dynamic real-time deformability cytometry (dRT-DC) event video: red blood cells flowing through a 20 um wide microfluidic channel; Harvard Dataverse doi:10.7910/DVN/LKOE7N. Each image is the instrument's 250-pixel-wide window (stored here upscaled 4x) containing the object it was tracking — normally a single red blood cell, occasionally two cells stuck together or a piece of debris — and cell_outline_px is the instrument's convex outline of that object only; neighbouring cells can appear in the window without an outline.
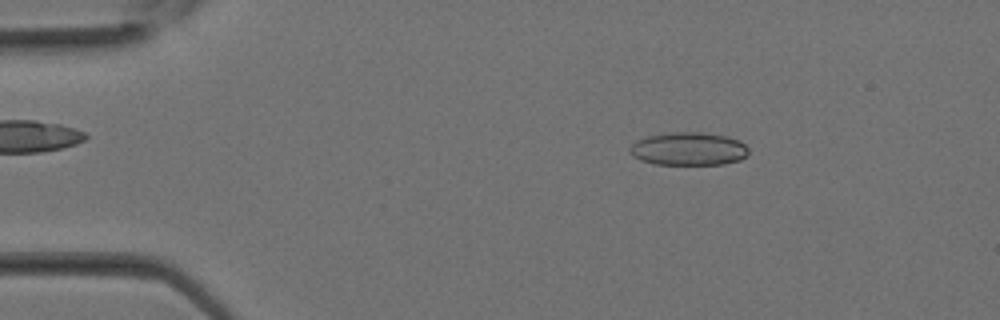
{"species": "Egyptian fruit bat (a non-hibernating species)", "species_latin": "Rousettus aegyptiacus", "temperature_condition": "room temperature", "stored_images_in_passage": 30, "camera_frame_rate_fps": 3000, "um_per_image_px": 0.085, "animal": {"sex": "female"}, "frame": {"image": 1, "passage_image": 4, "time_ms": 1.0, "image_size_px": [1000, 320], "cell_outline_px": [[748, 156], [740, 160], [724, 164], [652, 164], [640, 160], [632, 156], [628, 148], [636, 140], [648, 136], [668, 132], [704, 132], [728, 136], [740, 140], [748, 148]], "centroid_in_image_um": [58.53, 12.65], "position_along_channel_um": 26.5, "area_um2": 23.24}}
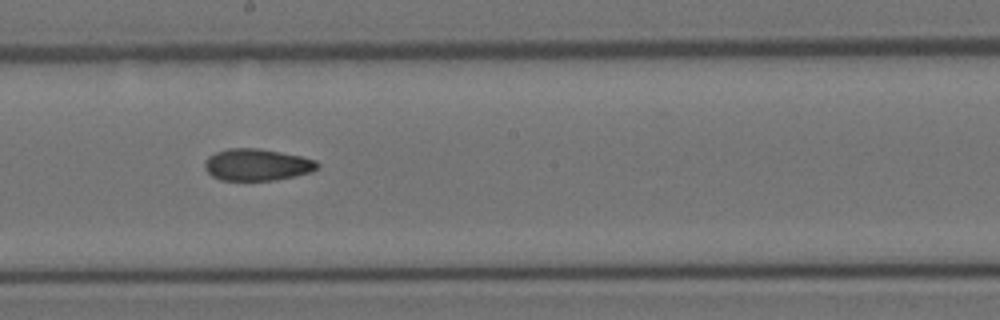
{"frame": {"image": 2, "passage_image": 16, "time_ms": 5.0, "image_size_px": [1000, 320], "cell_outline_px": [[320, 164], [312, 172], [276, 180], [220, 180], [212, 176], [204, 168], [204, 160], [208, 156], [216, 152], [228, 148], [260, 148], [300, 156], [316, 160]], "centroid_in_image_um": [21.82, 14.0], "position_along_channel_um": 226.4, "area_um2": 20.98}}
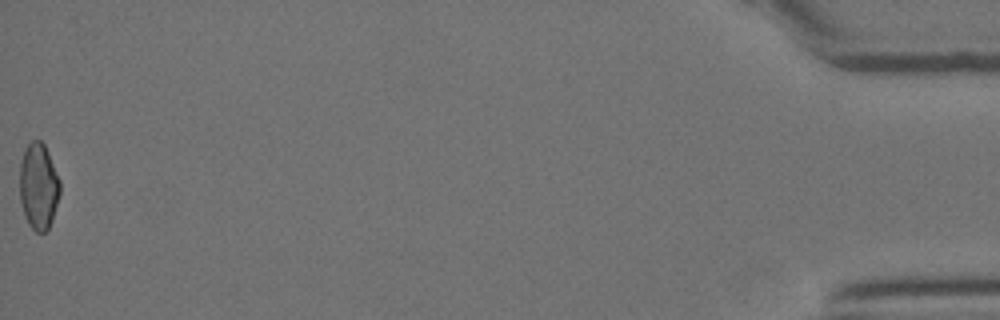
{"frame": {"image": 3, "passage_image": 30, "time_ms": 9.667, "image_size_px": [1000, 320], "cell_outline_px": [[60, 192], [52, 220], [48, 228], [44, 232], [36, 232], [28, 224], [24, 216], [20, 200], [20, 160], [24, 148], [32, 140], [40, 140], [44, 144], [48, 152], [60, 180]], "centroid_in_image_um": [3.26, 15.82], "position_along_channel_um": 431.9, "area_um2": 20.35}}